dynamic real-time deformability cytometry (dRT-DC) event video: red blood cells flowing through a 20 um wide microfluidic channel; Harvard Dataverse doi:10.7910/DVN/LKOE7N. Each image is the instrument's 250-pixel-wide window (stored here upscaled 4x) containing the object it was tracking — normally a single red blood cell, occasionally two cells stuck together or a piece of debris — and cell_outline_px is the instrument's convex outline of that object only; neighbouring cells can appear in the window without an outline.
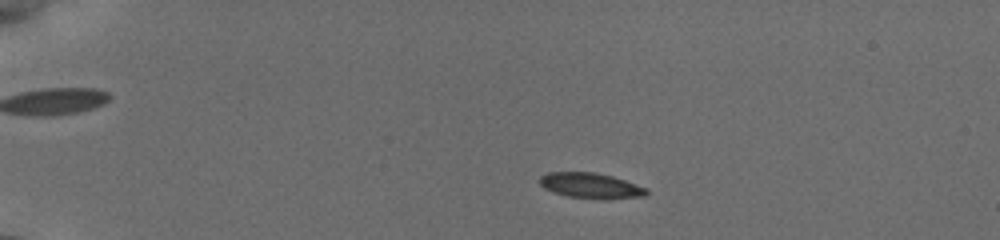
{"species": "common noctule bat (a hibernating species)", "species_latin": "Nyctalus noctula", "temperature_condition": "cold", "stored_images_in_passage": 12, "camera_frame_rate_fps": 3000, "um_per_image_px": 0.085, "animal": {"sex": "female", "body_mass_g": 19.5, "forearm_length_mm": 54.1}, "frame": {"image": 1, "passage_image": 1, "time_ms": 0.0, "image_size_px": [1000, 240], "cell_outline_px": [[648, 192], [644, 196], [608, 200], [604, 200], [568, 196], [552, 192], [544, 188], [540, 184], [540, 176], [548, 172], [596, 172], [612, 176], [648, 188]], "centroid_in_image_um": [50.23, 15.79], "position_along_channel_um": 34.8, "area_um2": 16.01}}
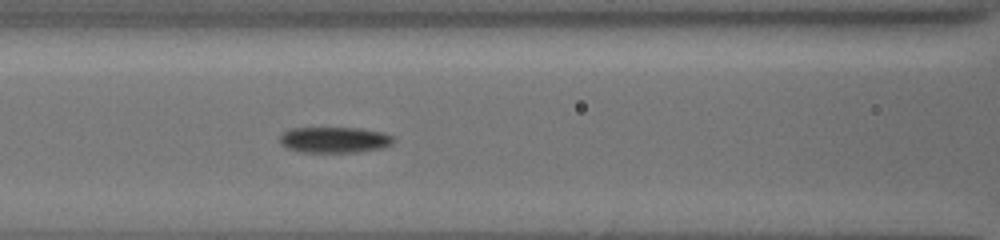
{"frame": {"image": 2, "passage_image": 6, "time_ms": 4.667, "image_size_px": [1000, 240], "cell_outline_px": [[396, 140], [392, 144], [384, 148], [360, 152], [300, 152], [288, 148], [280, 144], [280, 136], [284, 132], [292, 128], [360, 128], [384, 132], [392, 136]], "centroid_in_image_um": [28.48, 11.89], "position_along_channel_um": 138.1, "area_um2": 17.34}}
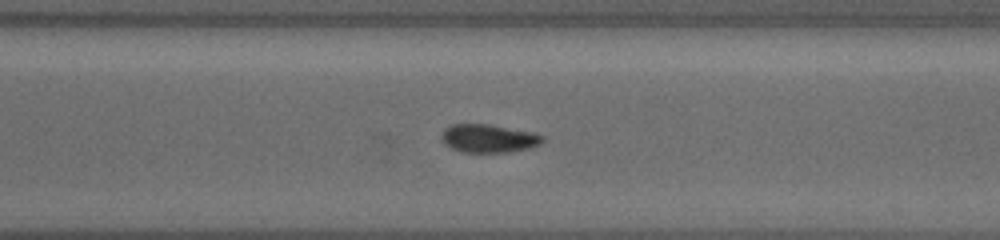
{"frame": {"image": 3, "passage_image": 12, "time_ms": 9.667, "image_size_px": [1000, 240], "cell_outline_px": [[544, 140], [540, 144], [528, 148], [508, 152], [464, 152], [452, 148], [444, 144], [440, 140], [440, 136], [444, 128], [452, 124], [488, 124], [532, 132], [544, 136]], "centroid_in_image_um": [41.49, 11.76], "position_along_channel_um": 329.1, "area_um2": 16.65}}